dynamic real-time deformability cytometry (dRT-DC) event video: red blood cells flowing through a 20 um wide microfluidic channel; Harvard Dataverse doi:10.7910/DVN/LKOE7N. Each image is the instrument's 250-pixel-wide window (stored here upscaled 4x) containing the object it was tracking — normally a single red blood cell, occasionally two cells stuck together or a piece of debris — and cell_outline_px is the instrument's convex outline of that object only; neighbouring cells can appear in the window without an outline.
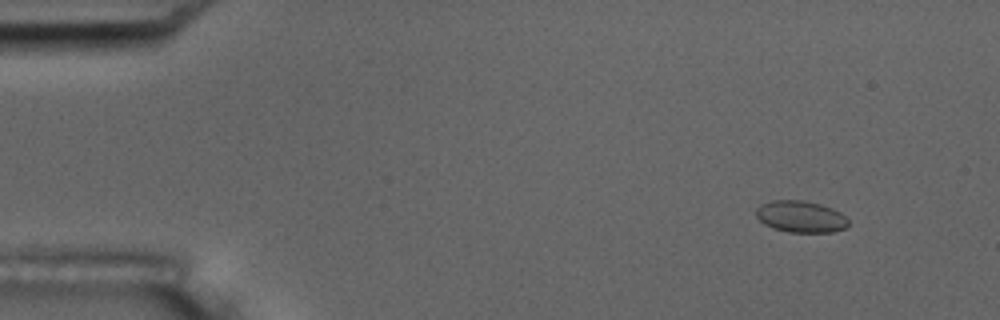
{"species": "common noctule bat (a hibernating species)", "species_latin": "Nyctalus noctula", "temperature_condition": "room temperature", "stored_images_in_passage": 6, "camera_frame_rate_fps": 3000, "um_per_image_px": 0.085, "animal": {"sex": "male", "body_mass_g": 17.5, "forearm_length_mm": 52.3}, "frame": {"image": 1, "passage_image": 1, "time_ms": 0.0, "image_size_px": [1000, 320], "cell_outline_px": [[848, 224], [844, 228], [832, 232], [788, 232], [772, 228], [764, 224], [756, 216], [756, 208], [760, 204], [772, 200], [804, 200], [820, 204], [832, 208], [840, 212], [848, 220]], "centroid_in_image_um": [68.03, 18.4], "position_along_channel_um": 17.0, "area_um2": 17.05}}
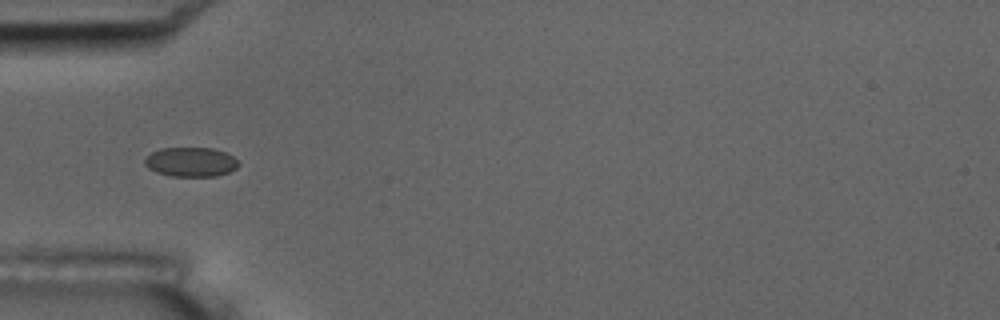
{"frame": {"image": 2, "passage_image": 5, "time_ms": 4.333, "image_size_px": [1000, 320], "cell_outline_px": [[240, 164], [236, 168], [228, 172], [216, 176], [172, 176], [156, 172], [148, 168], [144, 164], [144, 156], [160, 148], [212, 148], [224, 152], [232, 156]], "centroid_in_image_um": [16.18, 13.76], "position_along_channel_um": 68.8, "area_um2": 16.07}}